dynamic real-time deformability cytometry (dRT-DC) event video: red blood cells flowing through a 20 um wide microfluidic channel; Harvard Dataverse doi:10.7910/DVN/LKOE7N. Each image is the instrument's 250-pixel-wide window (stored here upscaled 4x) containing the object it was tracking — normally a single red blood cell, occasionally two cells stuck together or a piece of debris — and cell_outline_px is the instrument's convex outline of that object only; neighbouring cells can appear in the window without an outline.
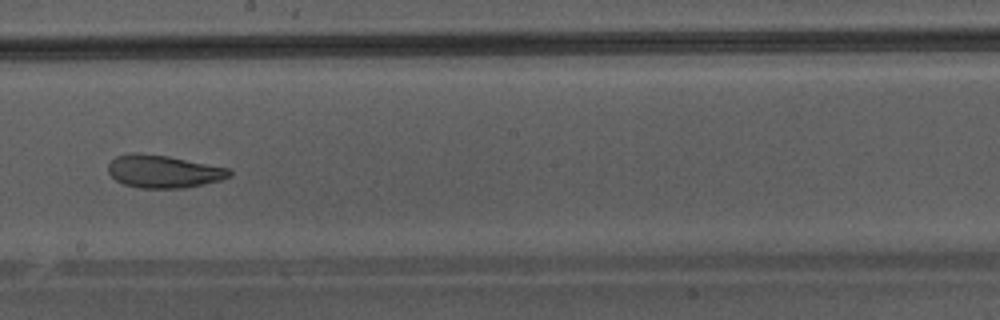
{"species": "Egyptian fruit bat (a non-hibernating species)", "species_latin": "Rousettus aegyptiacus", "temperature_condition": "warm", "stored_images_in_passage": 48, "camera_frame_rate_fps": 3000, "um_per_image_px": 0.085, "animal": {"sex": "male"}, "frame": {"image": 1, "passage_image": 28, "time_ms": 9.0, "image_size_px": [1000, 320], "cell_outline_px": [[232, 176], [220, 180], [204, 184], [184, 188], [140, 188], [124, 184], [116, 180], [108, 172], [108, 164], [116, 156], [132, 152], [136, 152], [168, 156], [228, 168], [232, 172]], "centroid_in_image_um": [13.89, 14.57], "position_along_channel_um": 234.3, "area_um2": 23.12}}